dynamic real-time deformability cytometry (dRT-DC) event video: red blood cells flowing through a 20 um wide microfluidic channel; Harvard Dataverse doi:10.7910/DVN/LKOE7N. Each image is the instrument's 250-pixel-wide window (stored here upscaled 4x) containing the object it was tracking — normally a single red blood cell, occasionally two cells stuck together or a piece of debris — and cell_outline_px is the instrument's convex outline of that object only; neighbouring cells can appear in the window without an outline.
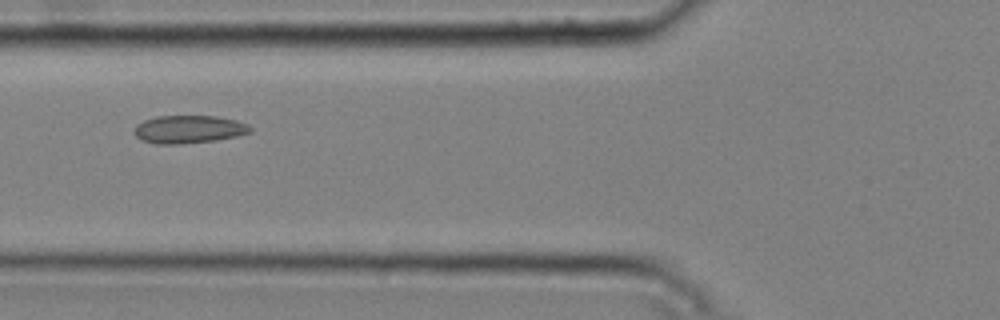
{"species": "common noctule bat (a hibernating species)", "species_latin": "Nyctalus noctula", "temperature_condition": "cold", "stored_images_in_passage": 6, "camera_frame_rate_fps": 3000, "um_per_image_px": 0.085, "animal": {"sex": "male", "body_mass_g": 20.4}, "frame": {"image": 1, "passage_image": 5, "time_ms": 1.333, "image_size_px": [1000, 320], "cell_outline_px": [[252, 132], [236, 136], [216, 140], [180, 144], [156, 144], [144, 140], [136, 136], [132, 132], [136, 124], [144, 120], [156, 116], [216, 116], [236, 120], [248, 124], [252, 128]], "centroid_in_image_um": [16.04, 10.99], "position_along_channel_um": 109.8, "area_um2": 18.96}}
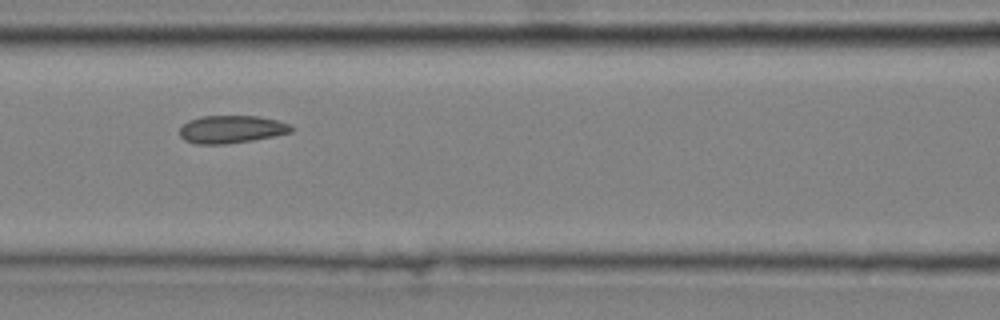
{"frame": {"image": 2, "passage_image": 6, "time_ms": 1.667, "image_size_px": [1000, 320], "cell_outline_px": [[296, 128], [292, 132], [252, 140], [228, 144], [192, 144], [184, 140], [180, 136], [180, 128], [188, 120], [200, 116], [260, 116], [292, 124]], "centroid_in_image_um": [19.68, 10.99], "position_along_channel_um": 146.9, "area_um2": 18.26}}